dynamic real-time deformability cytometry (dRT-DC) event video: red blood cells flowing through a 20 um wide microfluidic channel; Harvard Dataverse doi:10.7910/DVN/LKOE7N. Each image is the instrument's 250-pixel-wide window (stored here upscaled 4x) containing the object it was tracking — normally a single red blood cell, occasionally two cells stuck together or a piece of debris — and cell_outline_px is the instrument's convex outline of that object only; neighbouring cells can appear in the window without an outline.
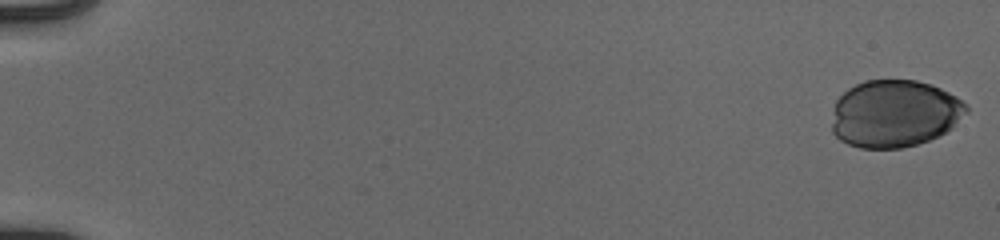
{"species": "human", "species_latin": "Homo sapiens", "temperature_condition": "cold", "stored_images_in_passage": 54, "camera_frame_rate_fps": 3000, "um_per_image_px": 0.085, "donor": {"sex": "male"}, "frame": {"image": 1, "passage_image": 1, "time_ms": 0.0, "image_size_px": [1000, 240], "cell_outline_px": [[968, 112], [952, 128], [928, 140], [916, 144], [900, 148], [860, 148], [848, 144], [840, 140], [832, 132], [832, 124], [836, 100], [848, 88], [864, 80], [916, 80], [932, 84], [956, 96], [968, 104]], "centroid_in_image_um": [76.05, 9.65], "position_along_channel_um": 9.0, "area_um2": 52.89}}
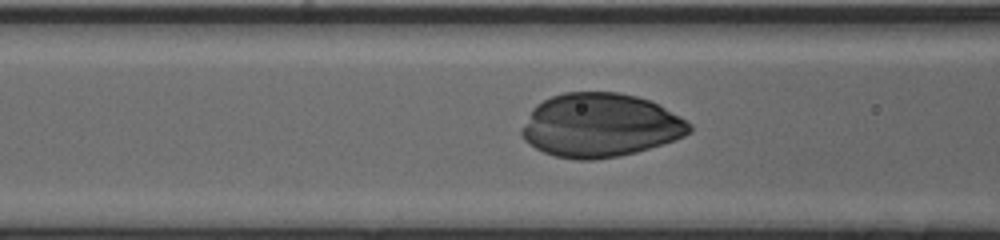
{"frame": {"image": 2, "passage_image": 24, "time_ms": 7.667, "image_size_px": [1000, 240], "cell_outline_px": [[692, 132], [676, 140], [636, 152], [620, 156], [596, 160], [576, 160], [556, 156], [544, 152], [528, 144], [524, 140], [520, 132], [520, 128], [532, 108], [536, 104], [552, 96], [564, 92], [620, 92], [636, 96], [648, 100], [680, 116], [692, 124]], "centroid_in_image_um": [51.0, 10.66], "position_along_channel_um": 115.6, "area_um2": 62.6}}
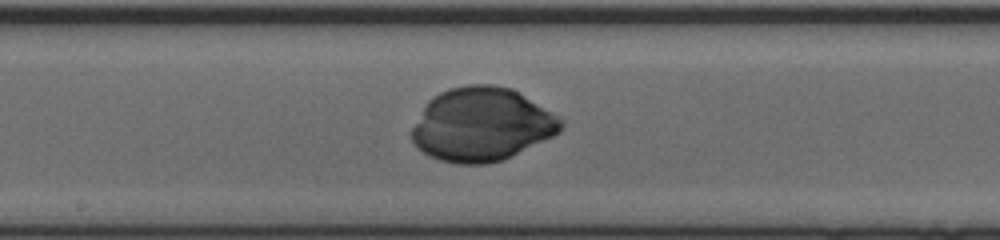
{"frame": {"image": 3, "passage_image": 31, "time_ms": 10.0, "image_size_px": [1000, 240], "cell_outline_px": [[564, 124], [560, 132], [504, 160], [488, 164], [456, 164], [440, 160], [428, 156], [416, 148], [412, 140], [412, 128], [424, 104], [432, 96], [448, 88], [468, 84], [492, 84], [512, 88], [564, 120]], "centroid_in_image_um": [40.91, 10.58], "position_along_channel_um": 207.3, "area_um2": 64.22}}